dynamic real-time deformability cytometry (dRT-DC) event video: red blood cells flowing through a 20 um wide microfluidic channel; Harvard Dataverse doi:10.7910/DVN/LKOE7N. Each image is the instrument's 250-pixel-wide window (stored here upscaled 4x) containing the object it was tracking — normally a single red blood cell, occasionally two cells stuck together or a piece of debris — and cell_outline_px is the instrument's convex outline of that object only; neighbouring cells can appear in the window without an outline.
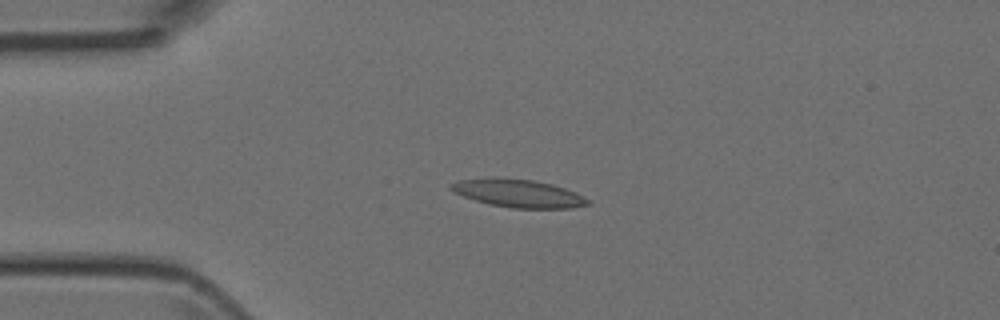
{"species": "Egyptian fruit bat (a non-hibernating species)", "species_latin": "Rousettus aegyptiacus", "temperature_condition": "room temperature", "stored_images_in_passage": 5, "camera_frame_rate_fps": 3000, "um_per_image_px": 0.085, "animal": {"sex": "female"}, "frame": {"image": 1, "passage_image": 3, "time_ms": 2.333, "image_size_px": [1000, 320], "cell_outline_px": [[592, 204], [572, 208], [512, 208], [488, 204], [452, 192], [448, 188], [448, 184], [460, 180], [532, 180], [552, 184], [576, 192], [584, 196]], "centroid_in_image_um": [44.11, 16.48], "position_along_channel_um": 40.9, "area_um2": 21.56}}
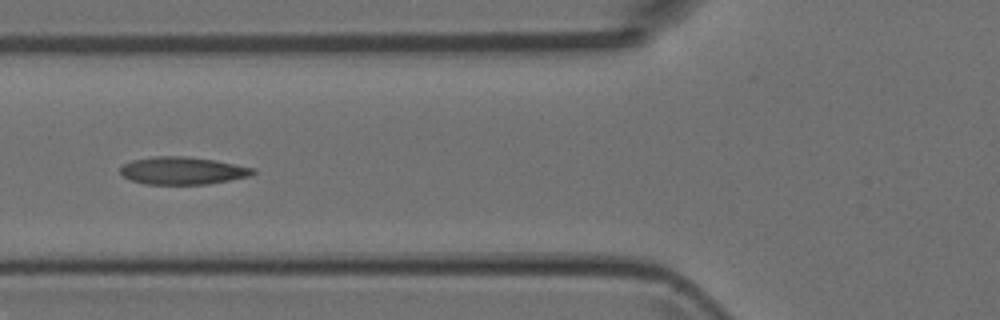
{"frame": {"image": 2, "passage_image": 5, "time_ms": 4.667, "image_size_px": [1000, 320], "cell_outline_px": [[256, 172], [252, 176], [208, 184], [144, 184], [132, 180], [124, 176], [120, 172], [120, 168], [124, 164], [132, 160], [156, 156], [184, 156], [212, 160], [256, 168]], "centroid_in_image_um": [15.55, 14.51], "position_along_channel_um": 110.3, "area_um2": 21.21}}